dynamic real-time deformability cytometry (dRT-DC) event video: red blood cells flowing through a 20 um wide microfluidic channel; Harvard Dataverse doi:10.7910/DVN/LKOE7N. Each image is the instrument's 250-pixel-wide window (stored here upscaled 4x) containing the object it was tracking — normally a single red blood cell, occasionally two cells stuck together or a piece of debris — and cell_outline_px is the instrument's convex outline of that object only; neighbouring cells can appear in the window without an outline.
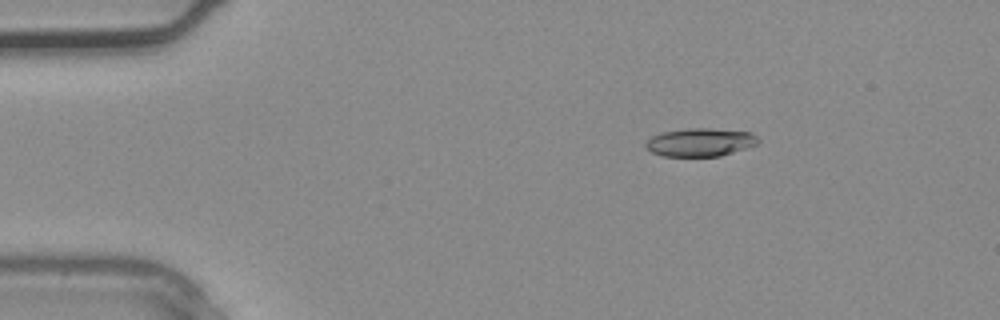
{"species": "common noctule bat (a hibernating species)", "species_latin": "Nyctalus noctula", "temperature_condition": "warm", "stored_images_in_passage": 3, "camera_frame_rate_fps": 3000, "um_per_image_px": 0.085, "animal": {"sex": "male", "body_mass_g": 20.4}, "frame": {"image": 1, "passage_image": 2, "time_ms": 0.333, "image_size_px": [1000, 320], "cell_outline_px": [[760, 140], [756, 144], [720, 156], [660, 156], [644, 148], [644, 144], [652, 136], [664, 132], [688, 128], [712, 128], [752, 132]], "centroid_in_image_um": [59.49, 12.09], "position_along_channel_um": 25.5, "area_um2": 18.44}}